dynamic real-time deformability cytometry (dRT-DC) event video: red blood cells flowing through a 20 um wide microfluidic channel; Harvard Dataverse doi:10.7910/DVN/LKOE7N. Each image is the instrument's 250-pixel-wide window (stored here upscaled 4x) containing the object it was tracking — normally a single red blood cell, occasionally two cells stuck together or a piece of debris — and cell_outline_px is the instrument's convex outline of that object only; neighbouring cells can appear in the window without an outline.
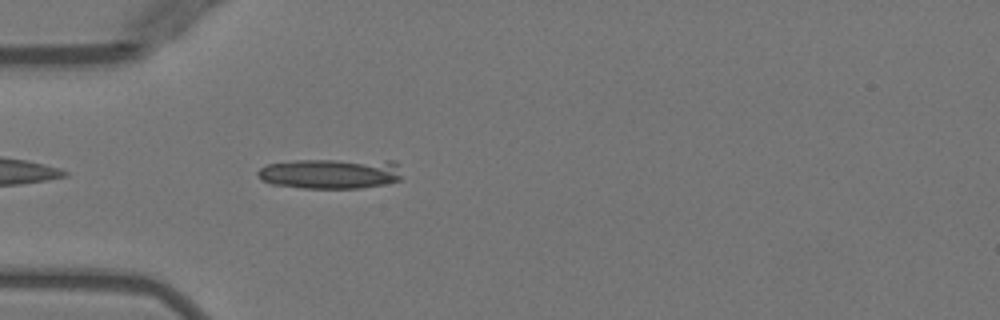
{"species": "Egyptian fruit bat (a non-hibernating species)", "species_latin": "Rousettus aegyptiacus", "temperature_condition": "warm", "stored_images_in_passage": 7, "camera_frame_rate_fps": 3000, "um_per_image_px": 0.085, "animal": {"sex": "female"}, "frame": {"image": 1, "passage_image": 2, "time_ms": 0.333, "image_size_px": [1000, 320], "cell_outline_px": [[400, 180], [384, 184], [360, 188], [300, 188], [272, 184], [264, 180], [256, 172], [260, 168], [268, 164], [296, 160], [396, 160], [400, 176]], "centroid_in_image_um": [28.12, 14.75], "position_along_channel_um": 56.9, "area_um2": 25.37}}